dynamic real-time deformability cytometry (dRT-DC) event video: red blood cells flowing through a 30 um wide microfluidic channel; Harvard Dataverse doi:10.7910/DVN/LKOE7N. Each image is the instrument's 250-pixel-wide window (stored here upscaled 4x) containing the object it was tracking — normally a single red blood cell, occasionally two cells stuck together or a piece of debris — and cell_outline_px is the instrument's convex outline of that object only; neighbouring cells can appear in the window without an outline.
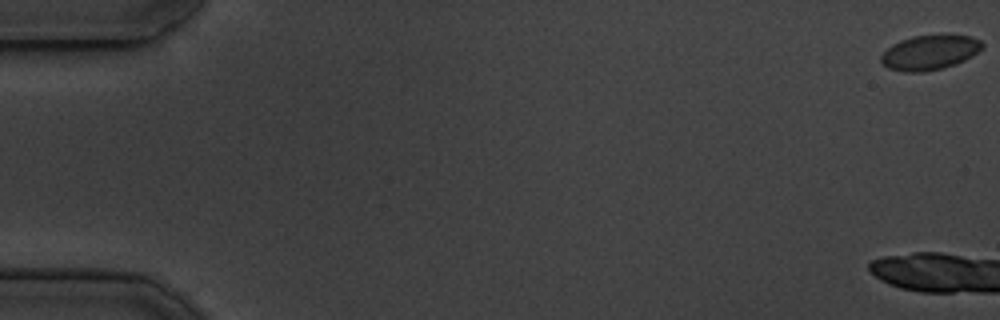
{"species": "common noctule bat (a hibernating species)", "species_latin": "Nyctalus noctula", "temperature_condition": "cold", "stored_images_in_passage": 5, "camera_frame_rate_fps": 3000, "um_per_image_px": 0.085, "animal": {"sex": "male", "body_mass_g": 19.5, "forearm_length_mm": 54.6}, "frame": {"image": 1, "passage_image": 1, "time_ms": 0.0, "image_size_px": [1000, 320], "cell_outline_px": [[984, 48], [972, 56], [956, 64], [924, 72], [904, 72], [888, 68], [880, 64], [880, 56], [892, 44], [900, 40], [912, 36], [972, 36], [980, 40], [984, 44]], "centroid_in_image_um": [79.0, 4.47], "position_along_channel_um": 6.0, "area_um2": 20.4}}